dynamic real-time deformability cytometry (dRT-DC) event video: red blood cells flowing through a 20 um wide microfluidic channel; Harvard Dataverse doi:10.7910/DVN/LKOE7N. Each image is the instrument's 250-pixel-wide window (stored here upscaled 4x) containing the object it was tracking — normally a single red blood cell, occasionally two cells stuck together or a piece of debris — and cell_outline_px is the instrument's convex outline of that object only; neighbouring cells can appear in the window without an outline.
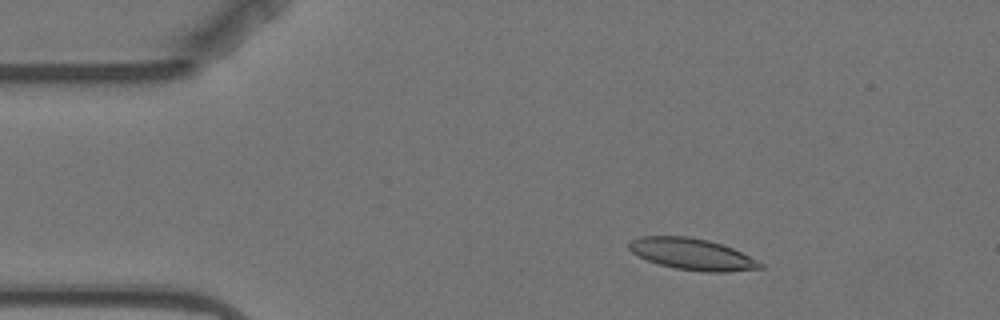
{"species": "Egyptian fruit bat (a non-hibernating species)", "species_latin": "Rousettus aegyptiacus", "temperature_condition": "warm", "stored_images_in_passage": 5, "camera_frame_rate_fps": 3000, "um_per_image_px": 0.085, "animal": {"sex": "female"}, "frame": {"image": 1, "passage_image": 3, "time_ms": 2.333, "image_size_px": [1000, 320], "cell_outline_px": [[764, 268], [724, 272], [704, 272], [676, 268], [660, 264], [648, 260], [632, 252], [628, 248], [628, 240], [640, 236], [688, 236], [708, 240], [732, 248], [764, 264]], "centroid_in_image_um": [58.8, 21.59], "position_along_channel_um": 26.2, "area_um2": 23.87}}